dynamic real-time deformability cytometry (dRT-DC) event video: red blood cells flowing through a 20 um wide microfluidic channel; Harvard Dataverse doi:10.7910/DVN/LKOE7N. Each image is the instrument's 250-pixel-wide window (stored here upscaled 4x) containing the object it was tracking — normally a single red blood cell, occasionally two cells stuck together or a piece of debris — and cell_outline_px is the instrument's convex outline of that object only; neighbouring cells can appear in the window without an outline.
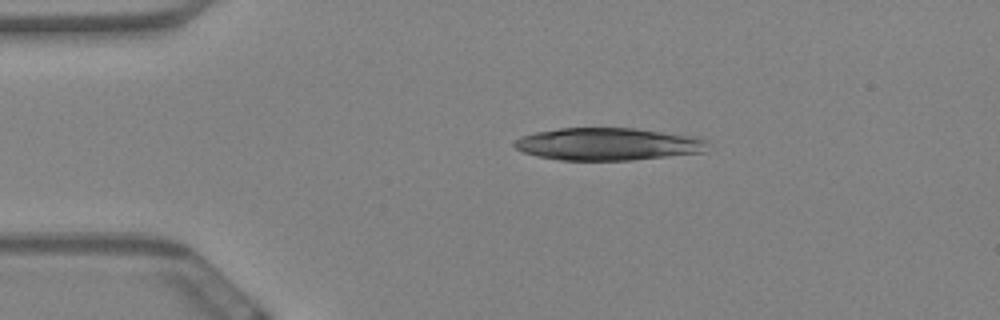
{"species": "Egyptian fruit bat (a non-hibernating species)", "species_latin": "Rousettus aegyptiacus", "temperature_condition": "warm", "stored_images_in_passage": 50, "camera_frame_rate_fps": 3000, "um_per_image_px": 0.085, "animal": {"sex": "female"}, "frame": {"image": 1, "passage_image": 3, "time_ms": 0.667, "image_size_px": [1000, 320], "cell_outline_px": [[708, 140], [704, 152], [632, 160], [560, 160], [536, 156], [524, 152], [516, 148], [512, 144], [520, 136], [536, 132], [560, 128], [636, 128], [688, 136]], "centroid_in_image_um": [51.61, 12.25], "position_along_channel_um": 33.4, "area_um2": 36.3}}